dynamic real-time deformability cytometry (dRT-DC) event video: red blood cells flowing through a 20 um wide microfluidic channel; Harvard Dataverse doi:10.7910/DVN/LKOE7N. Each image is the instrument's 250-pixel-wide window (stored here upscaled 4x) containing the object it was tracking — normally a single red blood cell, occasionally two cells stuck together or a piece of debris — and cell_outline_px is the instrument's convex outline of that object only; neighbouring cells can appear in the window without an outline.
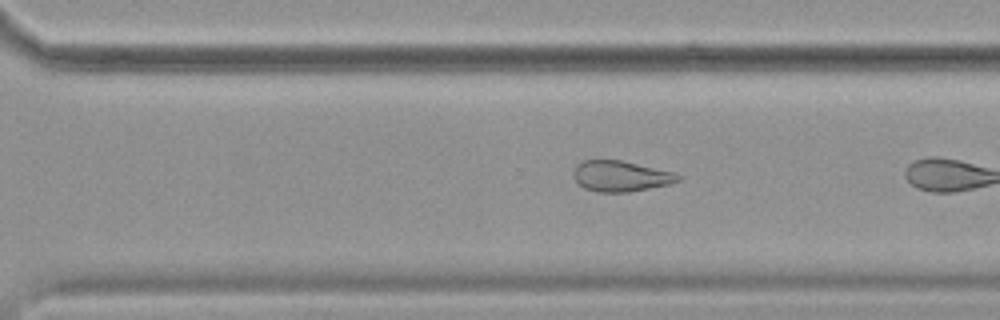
{"species": "common noctule bat (a hibernating species)", "species_latin": "Nyctalus noctula", "temperature_condition": "cold", "stored_images_in_passage": 26, "camera_frame_rate_fps": 3000, "um_per_image_px": 0.085, "animal": {"sex": "female", "body_mass_g": 19.9}, "frame": {"image": 1, "passage_image": 22, "time_ms": 7.0, "image_size_px": [1000, 320], "cell_outline_px": [[680, 180], [672, 184], [628, 192], [596, 192], [584, 188], [572, 176], [572, 172], [576, 164], [584, 160], [620, 160], [676, 172], [680, 176]], "centroid_in_image_um": [52.76, 14.97], "position_along_channel_um": 317.8, "area_um2": 18.9}}